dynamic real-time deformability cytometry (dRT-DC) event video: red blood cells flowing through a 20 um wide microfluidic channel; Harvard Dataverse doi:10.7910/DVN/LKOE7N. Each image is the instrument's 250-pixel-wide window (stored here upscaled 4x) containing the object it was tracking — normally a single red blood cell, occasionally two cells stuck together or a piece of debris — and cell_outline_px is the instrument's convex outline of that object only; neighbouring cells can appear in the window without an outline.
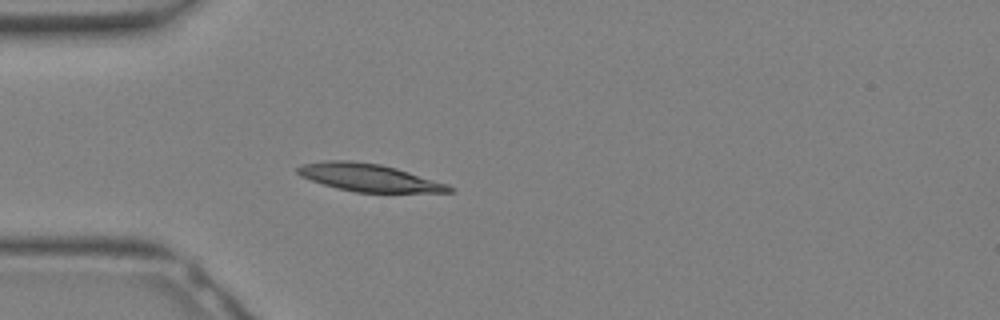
{"species": "Egyptian fruit bat (a non-hibernating species)", "species_latin": "Rousettus aegyptiacus", "temperature_condition": "warm", "stored_images_in_passage": 33, "camera_frame_rate_fps": 3000, "um_per_image_px": 0.085, "animal": {"sex": "female"}, "frame": {"image": 1, "passage_image": 10, "time_ms": 3.0, "image_size_px": [1000, 320], "cell_outline_px": [[456, 188], [452, 192], [356, 192], [324, 184], [300, 176], [296, 172], [296, 168], [304, 164], [328, 160], [352, 160], [380, 164], [396, 168], [448, 184]], "centroid_in_image_um": [31.38, 15.09], "position_along_channel_um": 53.6, "area_um2": 24.1}}
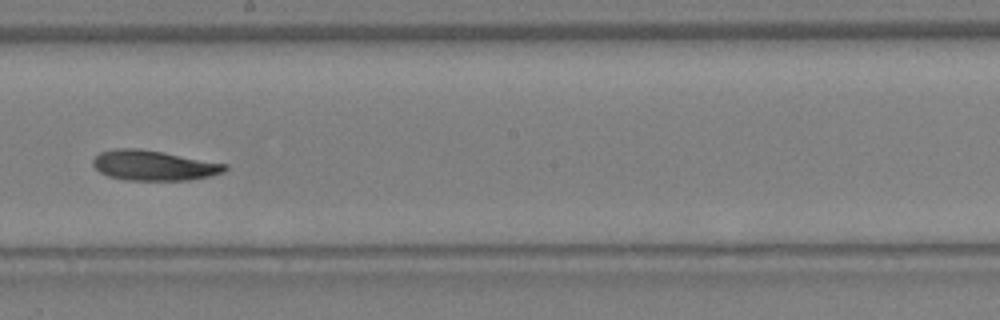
{"frame": {"image": 2, "passage_image": 19, "time_ms": 6.0, "image_size_px": [1000, 320], "cell_outline_px": [[228, 168], [224, 172], [208, 176], [188, 180], [124, 180], [108, 176], [100, 172], [92, 164], [92, 160], [100, 152], [116, 148], [140, 148], [164, 152], [228, 164]], "centroid_in_image_um": [13.06, 14.05], "position_along_channel_um": 235.1, "area_um2": 23.24}}
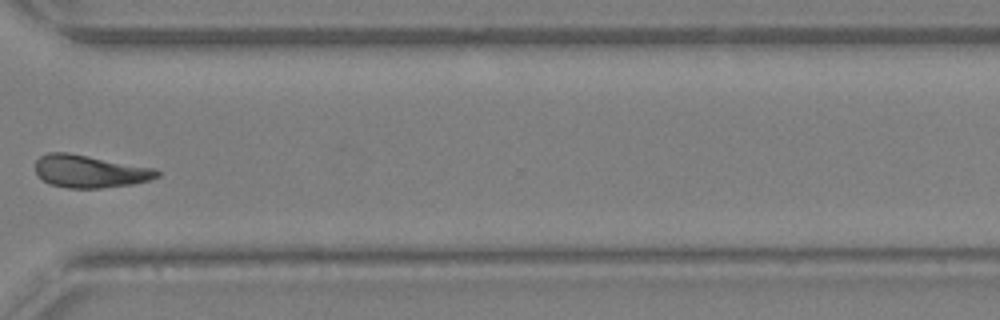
{"frame": {"image": 3, "passage_image": 25, "time_ms": 8.0, "image_size_px": [1000, 320], "cell_outline_px": [[160, 176], [148, 180], [132, 184], [100, 188], [68, 188], [48, 184], [36, 172], [36, 160], [40, 156], [48, 152], [68, 152], [156, 168], [160, 172]], "centroid_in_image_um": [7.64, 14.56], "position_along_channel_um": 363.0, "area_um2": 23.18}}